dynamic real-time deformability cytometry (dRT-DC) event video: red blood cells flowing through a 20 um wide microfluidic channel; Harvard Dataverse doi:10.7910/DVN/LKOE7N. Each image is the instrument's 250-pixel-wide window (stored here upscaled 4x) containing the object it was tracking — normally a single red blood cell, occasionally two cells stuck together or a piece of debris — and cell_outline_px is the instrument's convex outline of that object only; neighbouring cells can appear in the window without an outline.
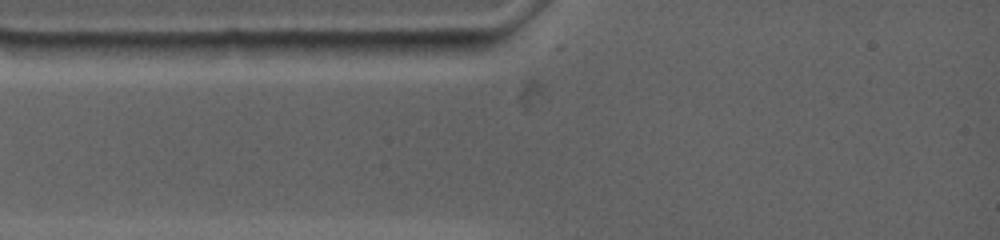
{"species": "common noctule bat (a hibernating species)", "species_latin": "Nyctalus noctula", "temperature_condition": "warm", "stored_images_in_passage": 2, "camera_frame_rate_fps": 4500, "um_per_image_px": 0.085, "animal": {"sex": "female", "body_mass_g": 19.0, "forearm_length_mm": 53.3}, "frame": {"image": 1, "passage_image": 1, "time_ms": 0.0, "image_size_px": [1000, 240], "cell_outline_px": [[192, 44], [156, 60], [48, 60], [36, 44], [76, 40], [84, 40]], "centroid_in_image_um": [9.14, 4.28], "position_along_channel_um": 75.9, "area_um2": 17.63}}